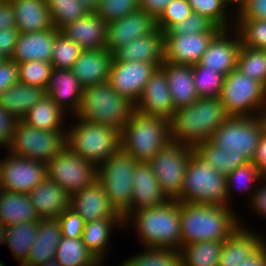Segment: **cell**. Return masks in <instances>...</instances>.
<instances>
[{
	"instance_id": "cell-56",
	"label": "cell",
	"mask_w": 266,
	"mask_h": 266,
	"mask_svg": "<svg viewBox=\"0 0 266 266\" xmlns=\"http://www.w3.org/2000/svg\"><path fill=\"white\" fill-rule=\"evenodd\" d=\"M18 34L19 32L17 29L0 30V56L4 59H11Z\"/></svg>"
},
{
	"instance_id": "cell-26",
	"label": "cell",
	"mask_w": 266,
	"mask_h": 266,
	"mask_svg": "<svg viewBox=\"0 0 266 266\" xmlns=\"http://www.w3.org/2000/svg\"><path fill=\"white\" fill-rule=\"evenodd\" d=\"M58 30L54 27L39 32L19 33L11 60L51 62L54 40Z\"/></svg>"
},
{
	"instance_id": "cell-15",
	"label": "cell",
	"mask_w": 266,
	"mask_h": 266,
	"mask_svg": "<svg viewBox=\"0 0 266 266\" xmlns=\"http://www.w3.org/2000/svg\"><path fill=\"white\" fill-rule=\"evenodd\" d=\"M160 65L151 62H116L112 59L108 83L119 94L136 103L150 79Z\"/></svg>"
},
{
	"instance_id": "cell-30",
	"label": "cell",
	"mask_w": 266,
	"mask_h": 266,
	"mask_svg": "<svg viewBox=\"0 0 266 266\" xmlns=\"http://www.w3.org/2000/svg\"><path fill=\"white\" fill-rule=\"evenodd\" d=\"M160 68L165 72L175 110L188 106L199 98L193 81V66L164 61Z\"/></svg>"
},
{
	"instance_id": "cell-7",
	"label": "cell",
	"mask_w": 266,
	"mask_h": 266,
	"mask_svg": "<svg viewBox=\"0 0 266 266\" xmlns=\"http://www.w3.org/2000/svg\"><path fill=\"white\" fill-rule=\"evenodd\" d=\"M121 149L137 162L149 163L170 142L169 120L137 111L120 133Z\"/></svg>"
},
{
	"instance_id": "cell-52",
	"label": "cell",
	"mask_w": 266,
	"mask_h": 266,
	"mask_svg": "<svg viewBox=\"0 0 266 266\" xmlns=\"http://www.w3.org/2000/svg\"><path fill=\"white\" fill-rule=\"evenodd\" d=\"M235 19L266 20V0H242L235 8Z\"/></svg>"
},
{
	"instance_id": "cell-11",
	"label": "cell",
	"mask_w": 266,
	"mask_h": 266,
	"mask_svg": "<svg viewBox=\"0 0 266 266\" xmlns=\"http://www.w3.org/2000/svg\"><path fill=\"white\" fill-rule=\"evenodd\" d=\"M66 147V130L46 131L17 120L6 151L48 163Z\"/></svg>"
},
{
	"instance_id": "cell-67",
	"label": "cell",
	"mask_w": 266,
	"mask_h": 266,
	"mask_svg": "<svg viewBox=\"0 0 266 266\" xmlns=\"http://www.w3.org/2000/svg\"><path fill=\"white\" fill-rule=\"evenodd\" d=\"M5 60L2 56H0V64Z\"/></svg>"
},
{
	"instance_id": "cell-12",
	"label": "cell",
	"mask_w": 266,
	"mask_h": 266,
	"mask_svg": "<svg viewBox=\"0 0 266 266\" xmlns=\"http://www.w3.org/2000/svg\"><path fill=\"white\" fill-rule=\"evenodd\" d=\"M194 148L171 141L149 162L158 184L169 200L181 196L188 162Z\"/></svg>"
},
{
	"instance_id": "cell-10",
	"label": "cell",
	"mask_w": 266,
	"mask_h": 266,
	"mask_svg": "<svg viewBox=\"0 0 266 266\" xmlns=\"http://www.w3.org/2000/svg\"><path fill=\"white\" fill-rule=\"evenodd\" d=\"M220 99L228 116H258L266 109V88L235 69L224 77Z\"/></svg>"
},
{
	"instance_id": "cell-38",
	"label": "cell",
	"mask_w": 266,
	"mask_h": 266,
	"mask_svg": "<svg viewBox=\"0 0 266 266\" xmlns=\"http://www.w3.org/2000/svg\"><path fill=\"white\" fill-rule=\"evenodd\" d=\"M37 232L38 222H23L7 227L5 246H8L18 264L21 265L27 259Z\"/></svg>"
},
{
	"instance_id": "cell-46",
	"label": "cell",
	"mask_w": 266,
	"mask_h": 266,
	"mask_svg": "<svg viewBox=\"0 0 266 266\" xmlns=\"http://www.w3.org/2000/svg\"><path fill=\"white\" fill-rule=\"evenodd\" d=\"M82 51L83 49L77 43L58 31L54 40L52 67L55 69H72Z\"/></svg>"
},
{
	"instance_id": "cell-62",
	"label": "cell",
	"mask_w": 266,
	"mask_h": 266,
	"mask_svg": "<svg viewBox=\"0 0 266 266\" xmlns=\"http://www.w3.org/2000/svg\"><path fill=\"white\" fill-rule=\"evenodd\" d=\"M7 226L0 221V246L5 245Z\"/></svg>"
},
{
	"instance_id": "cell-2",
	"label": "cell",
	"mask_w": 266,
	"mask_h": 266,
	"mask_svg": "<svg viewBox=\"0 0 266 266\" xmlns=\"http://www.w3.org/2000/svg\"><path fill=\"white\" fill-rule=\"evenodd\" d=\"M135 230L143 248H160L180 251V202L168 200L157 207L141 208L123 220V230Z\"/></svg>"
},
{
	"instance_id": "cell-1",
	"label": "cell",
	"mask_w": 266,
	"mask_h": 266,
	"mask_svg": "<svg viewBox=\"0 0 266 266\" xmlns=\"http://www.w3.org/2000/svg\"><path fill=\"white\" fill-rule=\"evenodd\" d=\"M263 135L258 116H229L210 140L194 150L220 174L227 176L236 168L252 162Z\"/></svg>"
},
{
	"instance_id": "cell-55",
	"label": "cell",
	"mask_w": 266,
	"mask_h": 266,
	"mask_svg": "<svg viewBox=\"0 0 266 266\" xmlns=\"http://www.w3.org/2000/svg\"><path fill=\"white\" fill-rule=\"evenodd\" d=\"M16 122L17 119L0 105V148L2 151L6 150L10 144Z\"/></svg>"
},
{
	"instance_id": "cell-40",
	"label": "cell",
	"mask_w": 266,
	"mask_h": 266,
	"mask_svg": "<svg viewBox=\"0 0 266 266\" xmlns=\"http://www.w3.org/2000/svg\"><path fill=\"white\" fill-rule=\"evenodd\" d=\"M193 12L210 19L217 27L228 29L235 24V7L228 0H186Z\"/></svg>"
},
{
	"instance_id": "cell-44",
	"label": "cell",
	"mask_w": 266,
	"mask_h": 266,
	"mask_svg": "<svg viewBox=\"0 0 266 266\" xmlns=\"http://www.w3.org/2000/svg\"><path fill=\"white\" fill-rule=\"evenodd\" d=\"M242 46L266 50V20L235 19Z\"/></svg>"
},
{
	"instance_id": "cell-32",
	"label": "cell",
	"mask_w": 266,
	"mask_h": 266,
	"mask_svg": "<svg viewBox=\"0 0 266 266\" xmlns=\"http://www.w3.org/2000/svg\"><path fill=\"white\" fill-rule=\"evenodd\" d=\"M120 227L123 229V218H104L85 223L82 241L103 265L111 248L110 240L113 241L111 234Z\"/></svg>"
},
{
	"instance_id": "cell-39",
	"label": "cell",
	"mask_w": 266,
	"mask_h": 266,
	"mask_svg": "<svg viewBox=\"0 0 266 266\" xmlns=\"http://www.w3.org/2000/svg\"><path fill=\"white\" fill-rule=\"evenodd\" d=\"M223 241H199L180 249L182 266H218Z\"/></svg>"
},
{
	"instance_id": "cell-13",
	"label": "cell",
	"mask_w": 266,
	"mask_h": 266,
	"mask_svg": "<svg viewBox=\"0 0 266 266\" xmlns=\"http://www.w3.org/2000/svg\"><path fill=\"white\" fill-rule=\"evenodd\" d=\"M47 178L60 185L69 195L82 190L97 179L98 166L64 147L46 163Z\"/></svg>"
},
{
	"instance_id": "cell-25",
	"label": "cell",
	"mask_w": 266,
	"mask_h": 266,
	"mask_svg": "<svg viewBox=\"0 0 266 266\" xmlns=\"http://www.w3.org/2000/svg\"><path fill=\"white\" fill-rule=\"evenodd\" d=\"M66 37L77 43L83 50L106 48L107 23L95 12H88L61 30Z\"/></svg>"
},
{
	"instance_id": "cell-45",
	"label": "cell",
	"mask_w": 266,
	"mask_h": 266,
	"mask_svg": "<svg viewBox=\"0 0 266 266\" xmlns=\"http://www.w3.org/2000/svg\"><path fill=\"white\" fill-rule=\"evenodd\" d=\"M193 81L199 97L220 98L224 76L199 64L193 66Z\"/></svg>"
},
{
	"instance_id": "cell-8",
	"label": "cell",
	"mask_w": 266,
	"mask_h": 266,
	"mask_svg": "<svg viewBox=\"0 0 266 266\" xmlns=\"http://www.w3.org/2000/svg\"><path fill=\"white\" fill-rule=\"evenodd\" d=\"M69 119V122H73L72 125L67 124L66 146L79 157L98 166L121 148L119 131L104 125L86 122L75 116Z\"/></svg>"
},
{
	"instance_id": "cell-37",
	"label": "cell",
	"mask_w": 266,
	"mask_h": 266,
	"mask_svg": "<svg viewBox=\"0 0 266 266\" xmlns=\"http://www.w3.org/2000/svg\"><path fill=\"white\" fill-rule=\"evenodd\" d=\"M54 260L61 266H104L85 246L82 238L62 236Z\"/></svg>"
},
{
	"instance_id": "cell-3",
	"label": "cell",
	"mask_w": 266,
	"mask_h": 266,
	"mask_svg": "<svg viewBox=\"0 0 266 266\" xmlns=\"http://www.w3.org/2000/svg\"><path fill=\"white\" fill-rule=\"evenodd\" d=\"M232 208L180 202L181 248L199 241H224L241 226Z\"/></svg>"
},
{
	"instance_id": "cell-18",
	"label": "cell",
	"mask_w": 266,
	"mask_h": 266,
	"mask_svg": "<svg viewBox=\"0 0 266 266\" xmlns=\"http://www.w3.org/2000/svg\"><path fill=\"white\" fill-rule=\"evenodd\" d=\"M69 208L78 213L85 223L104 218H123L111 204L98 179L71 194Z\"/></svg>"
},
{
	"instance_id": "cell-65",
	"label": "cell",
	"mask_w": 266,
	"mask_h": 266,
	"mask_svg": "<svg viewBox=\"0 0 266 266\" xmlns=\"http://www.w3.org/2000/svg\"><path fill=\"white\" fill-rule=\"evenodd\" d=\"M235 8L241 3L242 0H228Z\"/></svg>"
},
{
	"instance_id": "cell-20",
	"label": "cell",
	"mask_w": 266,
	"mask_h": 266,
	"mask_svg": "<svg viewBox=\"0 0 266 266\" xmlns=\"http://www.w3.org/2000/svg\"><path fill=\"white\" fill-rule=\"evenodd\" d=\"M135 111L168 120L175 112L167 78L160 67L155 70L145 85L142 95L135 103Z\"/></svg>"
},
{
	"instance_id": "cell-66",
	"label": "cell",
	"mask_w": 266,
	"mask_h": 266,
	"mask_svg": "<svg viewBox=\"0 0 266 266\" xmlns=\"http://www.w3.org/2000/svg\"><path fill=\"white\" fill-rule=\"evenodd\" d=\"M2 190V184H1V173H0V191Z\"/></svg>"
},
{
	"instance_id": "cell-49",
	"label": "cell",
	"mask_w": 266,
	"mask_h": 266,
	"mask_svg": "<svg viewBox=\"0 0 266 266\" xmlns=\"http://www.w3.org/2000/svg\"><path fill=\"white\" fill-rule=\"evenodd\" d=\"M140 9L139 0H100L94 11L107 24Z\"/></svg>"
},
{
	"instance_id": "cell-33",
	"label": "cell",
	"mask_w": 266,
	"mask_h": 266,
	"mask_svg": "<svg viewBox=\"0 0 266 266\" xmlns=\"http://www.w3.org/2000/svg\"><path fill=\"white\" fill-rule=\"evenodd\" d=\"M0 220L8 227L23 222H39L41 218L27 194L1 190Z\"/></svg>"
},
{
	"instance_id": "cell-42",
	"label": "cell",
	"mask_w": 266,
	"mask_h": 266,
	"mask_svg": "<svg viewBox=\"0 0 266 266\" xmlns=\"http://www.w3.org/2000/svg\"><path fill=\"white\" fill-rule=\"evenodd\" d=\"M237 69L266 88V50L241 46Z\"/></svg>"
},
{
	"instance_id": "cell-24",
	"label": "cell",
	"mask_w": 266,
	"mask_h": 266,
	"mask_svg": "<svg viewBox=\"0 0 266 266\" xmlns=\"http://www.w3.org/2000/svg\"><path fill=\"white\" fill-rule=\"evenodd\" d=\"M116 62H151L160 66L164 62V33L157 28L154 32L138 37L112 52Z\"/></svg>"
},
{
	"instance_id": "cell-5",
	"label": "cell",
	"mask_w": 266,
	"mask_h": 266,
	"mask_svg": "<svg viewBox=\"0 0 266 266\" xmlns=\"http://www.w3.org/2000/svg\"><path fill=\"white\" fill-rule=\"evenodd\" d=\"M134 111L135 104L119 95L105 82L84 88L81 105L75 117L121 133Z\"/></svg>"
},
{
	"instance_id": "cell-60",
	"label": "cell",
	"mask_w": 266,
	"mask_h": 266,
	"mask_svg": "<svg viewBox=\"0 0 266 266\" xmlns=\"http://www.w3.org/2000/svg\"><path fill=\"white\" fill-rule=\"evenodd\" d=\"M238 266H266V241Z\"/></svg>"
},
{
	"instance_id": "cell-31",
	"label": "cell",
	"mask_w": 266,
	"mask_h": 266,
	"mask_svg": "<svg viewBox=\"0 0 266 266\" xmlns=\"http://www.w3.org/2000/svg\"><path fill=\"white\" fill-rule=\"evenodd\" d=\"M16 29L19 33H31L52 28L46 0H11Z\"/></svg>"
},
{
	"instance_id": "cell-68",
	"label": "cell",
	"mask_w": 266,
	"mask_h": 266,
	"mask_svg": "<svg viewBox=\"0 0 266 266\" xmlns=\"http://www.w3.org/2000/svg\"><path fill=\"white\" fill-rule=\"evenodd\" d=\"M11 0H0V2H10Z\"/></svg>"
},
{
	"instance_id": "cell-47",
	"label": "cell",
	"mask_w": 266,
	"mask_h": 266,
	"mask_svg": "<svg viewBox=\"0 0 266 266\" xmlns=\"http://www.w3.org/2000/svg\"><path fill=\"white\" fill-rule=\"evenodd\" d=\"M52 69L51 62L35 60L19 63V82L29 86L40 87L46 91Z\"/></svg>"
},
{
	"instance_id": "cell-63",
	"label": "cell",
	"mask_w": 266,
	"mask_h": 266,
	"mask_svg": "<svg viewBox=\"0 0 266 266\" xmlns=\"http://www.w3.org/2000/svg\"><path fill=\"white\" fill-rule=\"evenodd\" d=\"M261 123H262V127H263V134L266 135V109L264 111H262L259 115H258Z\"/></svg>"
},
{
	"instance_id": "cell-48",
	"label": "cell",
	"mask_w": 266,
	"mask_h": 266,
	"mask_svg": "<svg viewBox=\"0 0 266 266\" xmlns=\"http://www.w3.org/2000/svg\"><path fill=\"white\" fill-rule=\"evenodd\" d=\"M217 27L210 19L199 13L192 12L184 20L172 25L164 35H185L190 33L219 32Z\"/></svg>"
},
{
	"instance_id": "cell-35",
	"label": "cell",
	"mask_w": 266,
	"mask_h": 266,
	"mask_svg": "<svg viewBox=\"0 0 266 266\" xmlns=\"http://www.w3.org/2000/svg\"><path fill=\"white\" fill-rule=\"evenodd\" d=\"M45 95L43 88L18 82L0 95V105L15 119L22 120L30 108Z\"/></svg>"
},
{
	"instance_id": "cell-54",
	"label": "cell",
	"mask_w": 266,
	"mask_h": 266,
	"mask_svg": "<svg viewBox=\"0 0 266 266\" xmlns=\"http://www.w3.org/2000/svg\"><path fill=\"white\" fill-rule=\"evenodd\" d=\"M18 82V64L11 59L3 60L0 64V95Z\"/></svg>"
},
{
	"instance_id": "cell-23",
	"label": "cell",
	"mask_w": 266,
	"mask_h": 266,
	"mask_svg": "<svg viewBox=\"0 0 266 266\" xmlns=\"http://www.w3.org/2000/svg\"><path fill=\"white\" fill-rule=\"evenodd\" d=\"M132 180L133 191L130 211L123 217V220L133 211L141 208L157 207L169 200L159 186L149 163L138 162Z\"/></svg>"
},
{
	"instance_id": "cell-17",
	"label": "cell",
	"mask_w": 266,
	"mask_h": 266,
	"mask_svg": "<svg viewBox=\"0 0 266 266\" xmlns=\"http://www.w3.org/2000/svg\"><path fill=\"white\" fill-rule=\"evenodd\" d=\"M217 33L164 35V61L176 65L195 66Z\"/></svg>"
},
{
	"instance_id": "cell-58",
	"label": "cell",
	"mask_w": 266,
	"mask_h": 266,
	"mask_svg": "<svg viewBox=\"0 0 266 266\" xmlns=\"http://www.w3.org/2000/svg\"><path fill=\"white\" fill-rule=\"evenodd\" d=\"M173 0H139L140 9L157 19L164 8Z\"/></svg>"
},
{
	"instance_id": "cell-64",
	"label": "cell",
	"mask_w": 266,
	"mask_h": 266,
	"mask_svg": "<svg viewBox=\"0 0 266 266\" xmlns=\"http://www.w3.org/2000/svg\"><path fill=\"white\" fill-rule=\"evenodd\" d=\"M40 266H61V265L56 260H52V261L46 262Z\"/></svg>"
},
{
	"instance_id": "cell-61",
	"label": "cell",
	"mask_w": 266,
	"mask_h": 266,
	"mask_svg": "<svg viewBox=\"0 0 266 266\" xmlns=\"http://www.w3.org/2000/svg\"><path fill=\"white\" fill-rule=\"evenodd\" d=\"M83 6H85L90 12H94L100 0H79Z\"/></svg>"
},
{
	"instance_id": "cell-36",
	"label": "cell",
	"mask_w": 266,
	"mask_h": 266,
	"mask_svg": "<svg viewBox=\"0 0 266 266\" xmlns=\"http://www.w3.org/2000/svg\"><path fill=\"white\" fill-rule=\"evenodd\" d=\"M262 176L263 174L253 162L241 165L228 174L226 176V184L230 203H233L232 198L236 197L233 195L237 193L241 197H247L246 202L249 203L256 192Z\"/></svg>"
},
{
	"instance_id": "cell-4",
	"label": "cell",
	"mask_w": 266,
	"mask_h": 266,
	"mask_svg": "<svg viewBox=\"0 0 266 266\" xmlns=\"http://www.w3.org/2000/svg\"><path fill=\"white\" fill-rule=\"evenodd\" d=\"M228 117L220 98L199 97L175 110L169 119L170 140L195 148L210 140Z\"/></svg>"
},
{
	"instance_id": "cell-57",
	"label": "cell",
	"mask_w": 266,
	"mask_h": 266,
	"mask_svg": "<svg viewBox=\"0 0 266 266\" xmlns=\"http://www.w3.org/2000/svg\"><path fill=\"white\" fill-rule=\"evenodd\" d=\"M1 29H16V20L11 2H0Z\"/></svg>"
},
{
	"instance_id": "cell-43",
	"label": "cell",
	"mask_w": 266,
	"mask_h": 266,
	"mask_svg": "<svg viewBox=\"0 0 266 266\" xmlns=\"http://www.w3.org/2000/svg\"><path fill=\"white\" fill-rule=\"evenodd\" d=\"M52 26L60 31L69 23L85 16L89 10L79 0H46Z\"/></svg>"
},
{
	"instance_id": "cell-27",
	"label": "cell",
	"mask_w": 266,
	"mask_h": 266,
	"mask_svg": "<svg viewBox=\"0 0 266 266\" xmlns=\"http://www.w3.org/2000/svg\"><path fill=\"white\" fill-rule=\"evenodd\" d=\"M112 53L105 49L83 50L72 72L84 88L108 82Z\"/></svg>"
},
{
	"instance_id": "cell-41",
	"label": "cell",
	"mask_w": 266,
	"mask_h": 266,
	"mask_svg": "<svg viewBox=\"0 0 266 266\" xmlns=\"http://www.w3.org/2000/svg\"><path fill=\"white\" fill-rule=\"evenodd\" d=\"M117 266H182L180 251L160 248H142Z\"/></svg>"
},
{
	"instance_id": "cell-9",
	"label": "cell",
	"mask_w": 266,
	"mask_h": 266,
	"mask_svg": "<svg viewBox=\"0 0 266 266\" xmlns=\"http://www.w3.org/2000/svg\"><path fill=\"white\" fill-rule=\"evenodd\" d=\"M138 162L121 148L98 165L97 179L117 212L124 217L132 202L133 174Z\"/></svg>"
},
{
	"instance_id": "cell-6",
	"label": "cell",
	"mask_w": 266,
	"mask_h": 266,
	"mask_svg": "<svg viewBox=\"0 0 266 266\" xmlns=\"http://www.w3.org/2000/svg\"><path fill=\"white\" fill-rule=\"evenodd\" d=\"M177 201L236 209L232 207L228 197L226 176L218 173L194 149L184 176L181 196Z\"/></svg>"
},
{
	"instance_id": "cell-34",
	"label": "cell",
	"mask_w": 266,
	"mask_h": 266,
	"mask_svg": "<svg viewBox=\"0 0 266 266\" xmlns=\"http://www.w3.org/2000/svg\"><path fill=\"white\" fill-rule=\"evenodd\" d=\"M69 116L46 94L22 119L24 123L41 130H66Z\"/></svg>"
},
{
	"instance_id": "cell-19",
	"label": "cell",
	"mask_w": 266,
	"mask_h": 266,
	"mask_svg": "<svg viewBox=\"0 0 266 266\" xmlns=\"http://www.w3.org/2000/svg\"><path fill=\"white\" fill-rule=\"evenodd\" d=\"M156 29V19L146 11L138 9L107 24L106 49L112 53L120 46L148 35Z\"/></svg>"
},
{
	"instance_id": "cell-53",
	"label": "cell",
	"mask_w": 266,
	"mask_h": 266,
	"mask_svg": "<svg viewBox=\"0 0 266 266\" xmlns=\"http://www.w3.org/2000/svg\"><path fill=\"white\" fill-rule=\"evenodd\" d=\"M246 208H249L250 212L253 211L252 214H256L261 219L263 218V221L264 219L266 221V175L261 177L256 192Z\"/></svg>"
},
{
	"instance_id": "cell-22",
	"label": "cell",
	"mask_w": 266,
	"mask_h": 266,
	"mask_svg": "<svg viewBox=\"0 0 266 266\" xmlns=\"http://www.w3.org/2000/svg\"><path fill=\"white\" fill-rule=\"evenodd\" d=\"M243 221L240 217L241 226L223 241L218 266H238L266 241L263 232L259 234L258 230L246 227L248 222L244 223Z\"/></svg>"
},
{
	"instance_id": "cell-59",
	"label": "cell",
	"mask_w": 266,
	"mask_h": 266,
	"mask_svg": "<svg viewBox=\"0 0 266 266\" xmlns=\"http://www.w3.org/2000/svg\"><path fill=\"white\" fill-rule=\"evenodd\" d=\"M252 162L258 167L259 171L263 175H266V135L264 134L258 143Z\"/></svg>"
},
{
	"instance_id": "cell-51",
	"label": "cell",
	"mask_w": 266,
	"mask_h": 266,
	"mask_svg": "<svg viewBox=\"0 0 266 266\" xmlns=\"http://www.w3.org/2000/svg\"><path fill=\"white\" fill-rule=\"evenodd\" d=\"M63 237L82 238L85 222L83 218L72 209L67 208L59 217Z\"/></svg>"
},
{
	"instance_id": "cell-50",
	"label": "cell",
	"mask_w": 266,
	"mask_h": 266,
	"mask_svg": "<svg viewBox=\"0 0 266 266\" xmlns=\"http://www.w3.org/2000/svg\"><path fill=\"white\" fill-rule=\"evenodd\" d=\"M192 12L193 9L186 0H173L156 19L157 28L164 33L172 25L181 22Z\"/></svg>"
},
{
	"instance_id": "cell-28",
	"label": "cell",
	"mask_w": 266,
	"mask_h": 266,
	"mask_svg": "<svg viewBox=\"0 0 266 266\" xmlns=\"http://www.w3.org/2000/svg\"><path fill=\"white\" fill-rule=\"evenodd\" d=\"M27 195L41 219L58 218L69 208L70 195L48 178Z\"/></svg>"
},
{
	"instance_id": "cell-21",
	"label": "cell",
	"mask_w": 266,
	"mask_h": 266,
	"mask_svg": "<svg viewBox=\"0 0 266 266\" xmlns=\"http://www.w3.org/2000/svg\"><path fill=\"white\" fill-rule=\"evenodd\" d=\"M84 87L71 69H52L46 94L69 116L80 108Z\"/></svg>"
},
{
	"instance_id": "cell-16",
	"label": "cell",
	"mask_w": 266,
	"mask_h": 266,
	"mask_svg": "<svg viewBox=\"0 0 266 266\" xmlns=\"http://www.w3.org/2000/svg\"><path fill=\"white\" fill-rule=\"evenodd\" d=\"M241 46L240 36L234 27L221 29L209 43L198 64L225 77L237 69L238 53Z\"/></svg>"
},
{
	"instance_id": "cell-14",
	"label": "cell",
	"mask_w": 266,
	"mask_h": 266,
	"mask_svg": "<svg viewBox=\"0 0 266 266\" xmlns=\"http://www.w3.org/2000/svg\"><path fill=\"white\" fill-rule=\"evenodd\" d=\"M0 158L2 190L28 194L46 178V163L11 154Z\"/></svg>"
},
{
	"instance_id": "cell-29",
	"label": "cell",
	"mask_w": 266,
	"mask_h": 266,
	"mask_svg": "<svg viewBox=\"0 0 266 266\" xmlns=\"http://www.w3.org/2000/svg\"><path fill=\"white\" fill-rule=\"evenodd\" d=\"M62 232L58 218L41 219L27 259L19 266H40L55 258Z\"/></svg>"
}]
</instances>
